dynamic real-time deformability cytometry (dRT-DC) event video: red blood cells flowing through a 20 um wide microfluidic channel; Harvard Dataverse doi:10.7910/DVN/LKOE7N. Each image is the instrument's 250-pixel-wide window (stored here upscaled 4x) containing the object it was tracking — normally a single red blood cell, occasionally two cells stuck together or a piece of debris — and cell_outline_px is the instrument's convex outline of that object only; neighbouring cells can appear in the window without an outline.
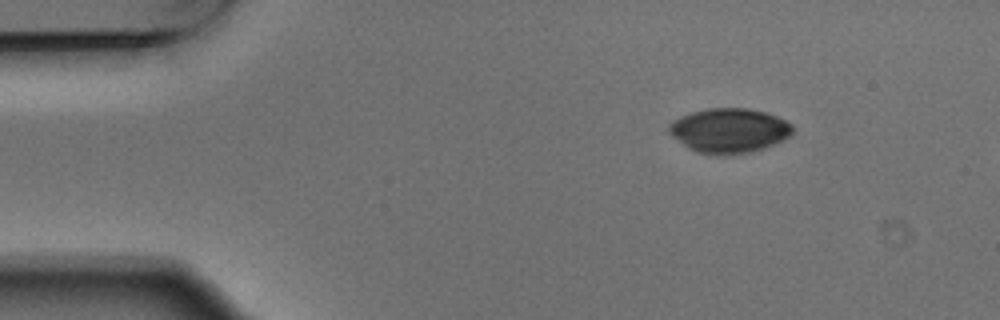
{"species": "Egyptian fruit bat (a non-hibernating species)", "species_latin": "Rousettus aegyptiacus", "temperature_condition": "warm", "stored_images_in_passage": 3, "camera_frame_rate_fps": 3000, "um_per_image_px": 0.085, "animal": {"sex": "male"}, "frame": {"image": 1, "passage_image": 1, "time_ms": 0.0, "image_size_px": [1000, 320], "cell_outline_px": [[792, 132], [784, 140], [764, 148], [748, 152], [724, 156], [716, 156], [696, 152], [688, 148], [672, 136], [668, 132], [668, 124], [672, 120], [680, 116], [692, 112], [708, 108], [748, 108], [764, 112], [776, 116], [792, 124]], "centroid_in_image_um": [61.94, 11.11], "position_along_channel_um": 23.1, "area_um2": 32.31}}